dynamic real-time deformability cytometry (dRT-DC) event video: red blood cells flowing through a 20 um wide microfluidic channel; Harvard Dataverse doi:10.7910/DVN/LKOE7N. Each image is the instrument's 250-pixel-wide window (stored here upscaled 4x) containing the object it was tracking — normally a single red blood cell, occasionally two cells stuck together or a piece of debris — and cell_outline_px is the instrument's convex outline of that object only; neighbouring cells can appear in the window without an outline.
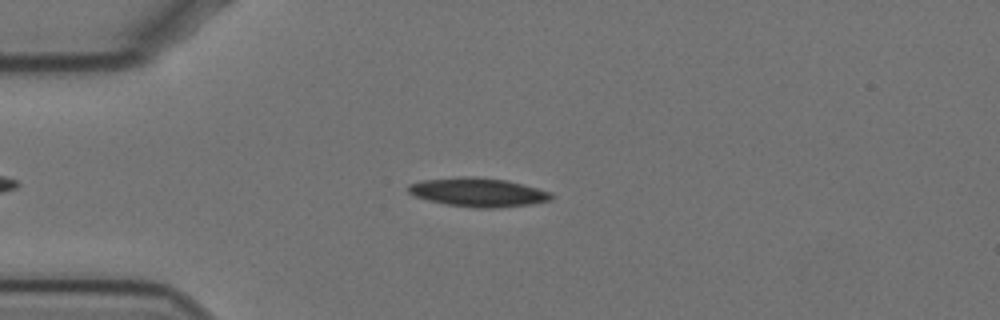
{"species": "Egyptian fruit bat (a non-hibernating species)", "species_latin": "Rousettus aegyptiacus", "temperature_condition": "cold", "stored_images_in_passage": 54, "camera_frame_rate_fps": 3000, "um_per_image_px": 0.085, "animal": {"sex": "female"}, "frame": {"image": 1, "passage_image": 11, "time_ms": 3.333, "image_size_px": [1000, 320], "cell_outline_px": [[552, 200], [528, 204], [496, 208], [476, 208], [448, 204], [428, 200], [416, 196], [408, 192], [408, 184], [420, 180], [464, 176], [472, 176], [504, 180], [552, 192]], "centroid_in_image_um": [40.61, 16.34], "position_along_channel_um": 44.4, "area_um2": 23.76}}
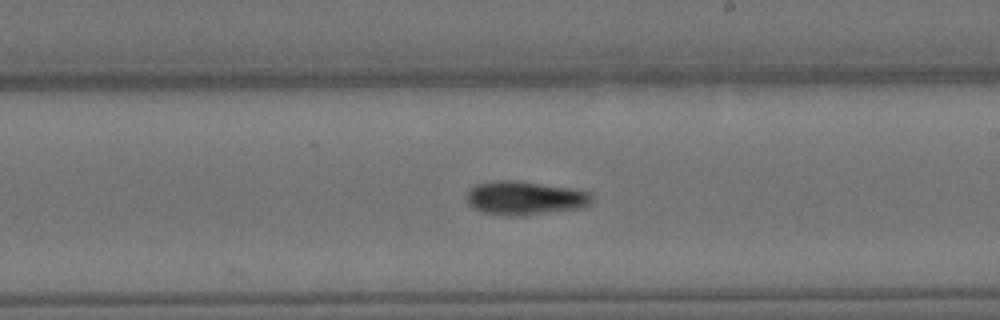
{"frame": {"image": 2, "passage_image": 30, "time_ms": 9.667, "image_size_px": [1000, 320], "cell_outline_px": [[592, 204], [584, 208], [512, 216], [484, 212], [472, 208], [468, 204], [464, 196], [468, 188], [476, 184], [496, 180], [516, 180], [568, 188], [588, 192], [592, 196]], "centroid_in_image_um": [44.56, 16.82], "position_along_channel_um": 244.4, "area_um2": 24.62}}
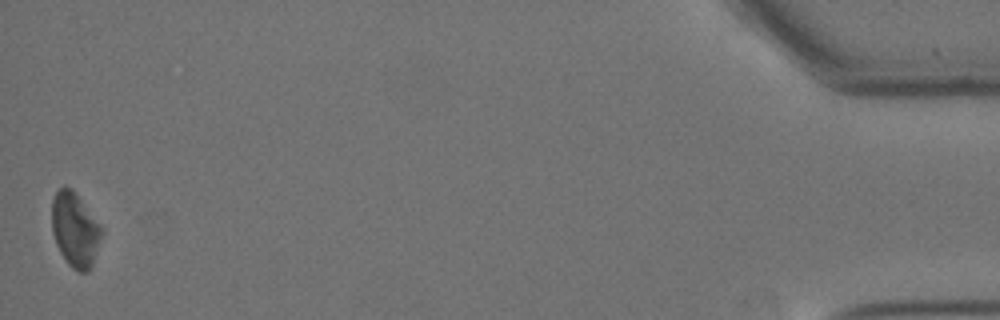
{"frame": {"image": 3, "passage_image": 54, "time_ms": 17.667, "image_size_px": [1000, 320], "cell_outline_px": [[104, 228], [92, 268], [88, 272], [76, 272], [68, 264], [60, 252], [56, 244], [52, 232], [52, 200], [56, 192], [64, 184], [72, 188], [76, 192]], "centroid_in_image_um": [6.4, 19.52], "position_along_channel_um": 428.8, "area_um2": 22.08}, "authors_computed_cell_mechanics": {"area_um2": 23.0333, "velocity_mm_per_s": 3.4645, "shape_relaxation_time_tau1_ms": 5.24, "shape_relaxation_time_tau2_ms": null, "deformation_change_tau1": 0.1141, "deformation_change_tau2": null}}